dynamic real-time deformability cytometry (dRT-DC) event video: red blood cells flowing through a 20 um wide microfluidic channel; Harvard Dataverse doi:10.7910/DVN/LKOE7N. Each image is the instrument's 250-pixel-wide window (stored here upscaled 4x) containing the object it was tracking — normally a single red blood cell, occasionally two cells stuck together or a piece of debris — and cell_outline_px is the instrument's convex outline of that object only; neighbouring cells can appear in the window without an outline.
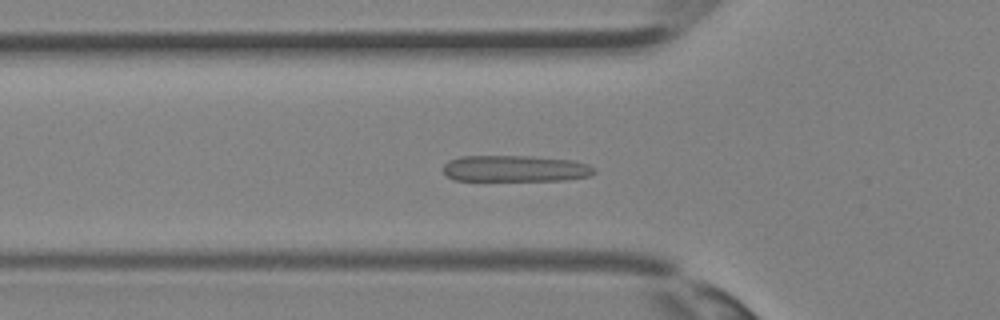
{"species": "Egyptian fruit bat (a non-hibernating species)", "species_latin": "Rousettus aegyptiacus", "temperature_condition": "room temperature", "stored_images_in_passage": 34, "camera_frame_rate_fps": 3000, "um_per_image_px": 0.085, "animal": {"sex": "female"}, "frame": {"image": 1, "passage_image": 11, "time_ms": 3.333, "image_size_px": [1000, 320], "cell_outline_px": [[596, 172], [588, 176], [564, 180], [456, 180], [448, 176], [444, 172], [444, 164], [448, 160], [460, 156], [532, 156], [572, 160], [588, 164], [596, 168]], "centroid_in_image_um": [43.81, 14.32], "position_along_channel_um": 82.0, "area_um2": 23.18}}
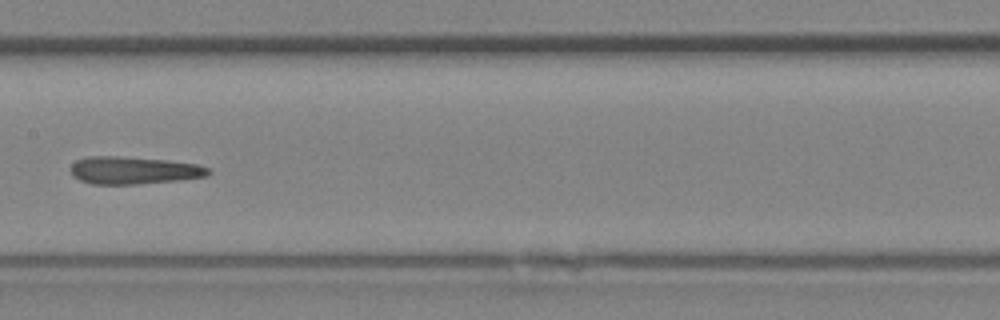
{"frame": {"image": 2, "passage_image": 17, "time_ms": 5.333, "image_size_px": [1000, 320], "cell_outline_px": [[212, 172], [208, 176], [180, 180], [140, 184], [92, 184], [80, 180], [72, 172], [72, 164], [76, 160], [88, 156], [116, 156], [168, 160], [196, 164], [208, 168]], "centroid_in_image_um": [11.4, 14.48], "position_along_channel_um": 196.0, "area_um2": 22.02}}
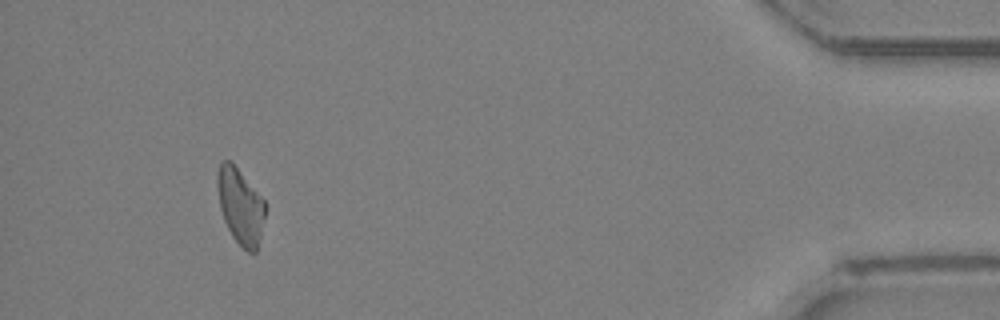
{"frame": {"image": 3, "passage_image": 32, "time_ms": 10.333, "image_size_px": [1000, 320], "cell_outline_px": [[264, 220], [256, 252], [248, 252], [232, 236], [224, 220], [220, 208], [216, 184], [216, 172], [220, 160], [232, 160], [264, 200]], "centroid_in_image_um": [20.39, 17.44], "position_along_channel_um": 414.8, "area_um2": 21.15}}